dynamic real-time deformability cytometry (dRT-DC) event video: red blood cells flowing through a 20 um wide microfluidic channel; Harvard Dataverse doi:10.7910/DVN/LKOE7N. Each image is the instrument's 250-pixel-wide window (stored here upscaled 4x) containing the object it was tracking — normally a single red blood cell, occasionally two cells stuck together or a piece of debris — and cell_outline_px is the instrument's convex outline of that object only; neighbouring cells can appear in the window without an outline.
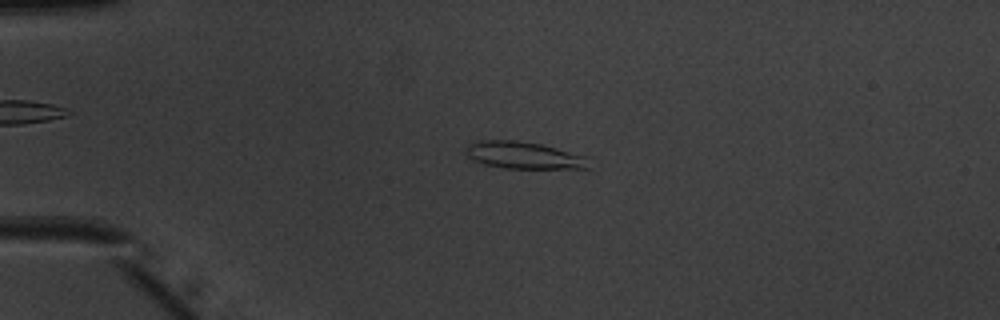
{"species": "common noctule bat (a hibernating species)", "species_latin": "Nyctalus noctula", "temperature_condition": "warm", "stored_images_in_passage": 43, "camera_frame_rate_fps": 3000, "um_per_image_px": 0.085, "animal": {"sex": "male", "body_mass_g": 20.1, "forearm_length_mm": 53.5}, "frame": {"image": 1, "passage_image": 5, "time_ms": 1.333, "image_size_px": [1000, 320], "cell_outline_px": [[588, 168], [504, 168], [484, 164], [468, 156], [464, 148], [468, 144], [480, 140], [516, 140], [540, 144], [588, 156]], "centroid_in_image_um": [44.51, 13.19], "position_along_channel_um": 40.5, "area_um2": 19.25}}
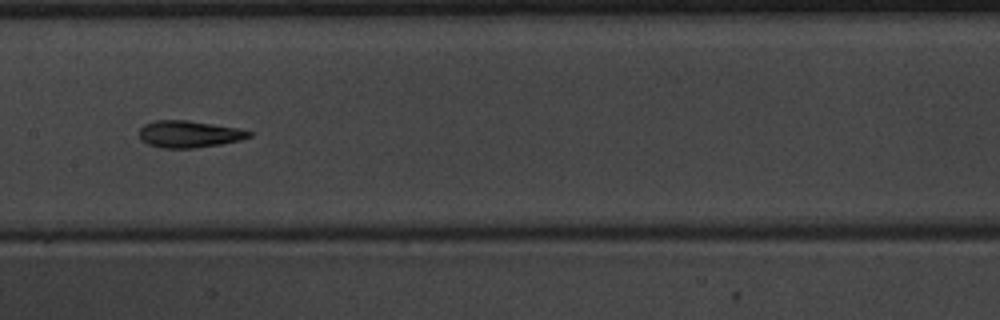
{"frame": {"image": 2, "passage_image": 19, "time_ms": 6.0, "image_size_px": [1000, 320], "cell_outline_px": [[256, 132], [252, 136], [240, 140], [220, 144], [196, 148], [160, 148], [148, 144], [140, 140], [140, 128], [144, 124], [156, 120], [188, 120], [240, 128]], "centroid_in_image_um": [16.11, 11.4], "position_along_channel_um": 191.3, "area_um2": 17.46}}
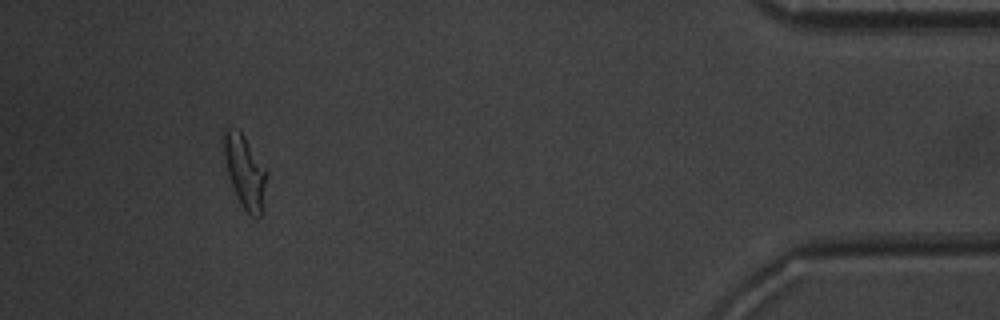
{"frame": {"image": 3, "passage_image": 40, "time_ms": 13.0, "image_size_px": [1000, 320], "cell_outline_px": [[268, 176], [260, 216], [256, 220], [244, 208], [236, 196], [228, 172], [220, 140], [224, 132], [228, 128], [236, 128], [244, 136], [268, 168]], "centroid_in_image_um": [20.83, 14.53], "position_along_channel_um": 414.4, "area_um2": 18.44}, "authors_computed_cell_mechanics": {"area_um2": 17.4556, "velocity_mm_per_s": 3.9998, "shape_relaxation_time_tau1_ms": 4.8313, "shape_relaxation_time_tau2_ms": 2.0526, "deformation_change_tau1": 0.2078, "deformation_change_tau2": 0.1085}}